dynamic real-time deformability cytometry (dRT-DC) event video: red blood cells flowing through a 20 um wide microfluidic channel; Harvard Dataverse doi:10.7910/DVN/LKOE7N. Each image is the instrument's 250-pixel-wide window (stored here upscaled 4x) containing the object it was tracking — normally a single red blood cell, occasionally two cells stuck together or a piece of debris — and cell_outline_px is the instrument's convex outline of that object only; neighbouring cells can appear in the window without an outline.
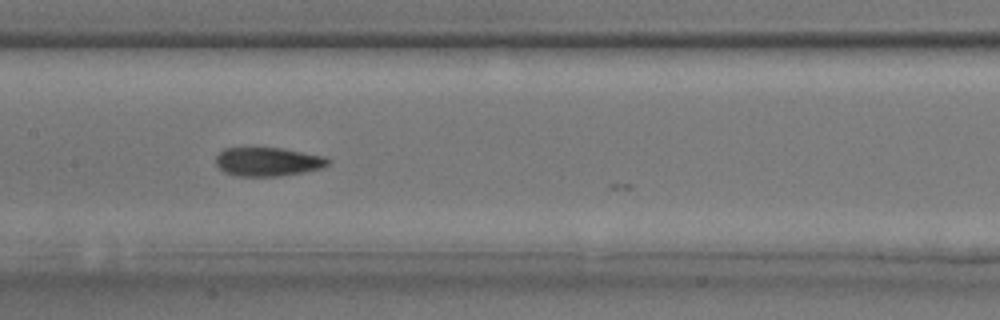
{"species": "common noctule bat (a hibernating species)", "species_latin": "Nyctalus noctula", "temperature_condition": "room temperature", "stored_images_in_passage": 21, "camera_frame_rate_fps": 3000, "um_per_image_px": 0.085, "animal": {"sex": "male", "body_mass_g": 17.9, "forearm_length_mm": 54.2}, "frame": {"image": 1, "passage_image": 7, "time_ms": 2.0, "image_size_px": [1000, 320], "cell_outline_px": [[332, 160], [328, 164], [320, 168], [304, 172], [276, 176], [236, 176], [224, 172], [216, 164], [216, 156], [224, 148], [284, 148], [324, 156]], "centroid_in_image_um": [22.77, 13.74], "position_along_channel_um": 184.6, "area_um2": 18.79}}